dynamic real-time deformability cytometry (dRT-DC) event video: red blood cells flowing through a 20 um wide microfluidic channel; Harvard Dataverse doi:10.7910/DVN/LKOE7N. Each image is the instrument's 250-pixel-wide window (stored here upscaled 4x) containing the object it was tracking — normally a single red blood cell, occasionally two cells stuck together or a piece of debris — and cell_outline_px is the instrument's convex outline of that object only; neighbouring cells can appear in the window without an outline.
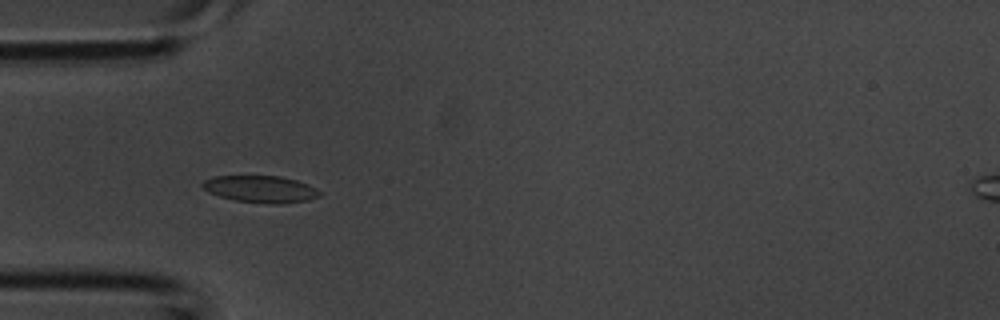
{"species": "common noctule bat (a hibernating species)", "species_latin": "Nyctalus noctula", "temperature_condition": "room temperature", "stored_images_in_passage": 3, "camera_frame_rate_fps": 3000, "um_per_image_px": 0.085, "animal": {"sex": "male", "body_mass_g": 20.1, "forearm_length_mm": 53.5}, "frame": {"image": 1, "passage_image": 2, "time_ms": 0.333, "image_size_px": [1000, 320], "cell_outline_px": [[320, 196], [308, 200], [280, 204], [268, 204], [236, 200], [220, 196], [208, 192], [200, 184], [204, 180], [216, 176], [280, 176], [296, 180], [308, 184], [316, 188], [320, 192]], "centroid_in_image_um": [22.16, 16.07], "position_along_channel_um": 62.8, "area_um2": 18.32}}
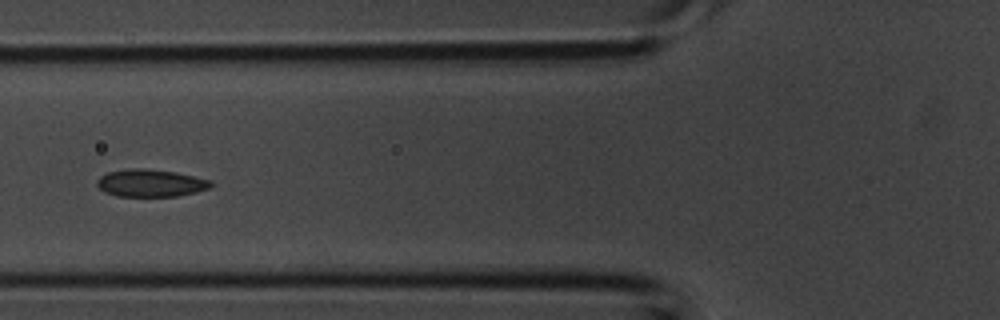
{"frame": {"image": 2, "passage_image": 3, "time_ms": 0.667, "image_size_px": [1000, 320], "cell_outline_px": [[216, 184], [208, 188], [196, 192], [176, 196], [116, 196], [104, 192], [96, 184], [96, 180], [100, 176], [108, 172], [136, 168], [144, 168], [176, 172], [212, 180]], "centroid_in_image_um": [12.82, 15.56], "position_along_channel_um": 113.0, "area_um2": 18.26}}